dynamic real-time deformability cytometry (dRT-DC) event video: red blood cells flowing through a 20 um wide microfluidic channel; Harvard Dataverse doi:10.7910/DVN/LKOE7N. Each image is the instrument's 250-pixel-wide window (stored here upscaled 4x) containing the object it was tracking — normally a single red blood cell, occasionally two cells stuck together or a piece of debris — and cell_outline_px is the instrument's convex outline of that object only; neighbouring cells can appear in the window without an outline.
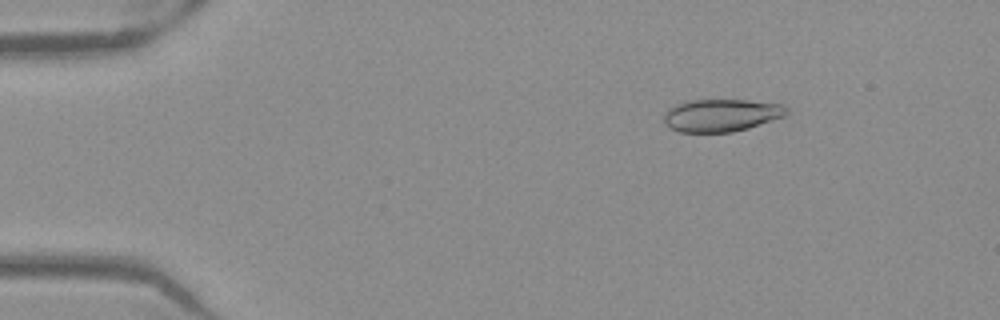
{"species": "Egyptian fruit bat (a non-hibernating species)", "species_latin": "Rousettus aegyptiacus", "temperature_condition": "warm", "stored_images_in_passage": 17, "camera_frame_rate_fps": 3000, "um_per_image_px": 0.085, "frame": {"image": 1, "passage_image": 7, "time_ms": 2.0, "image_size_px": [1000, 320], "cell_outline_px": [[788, 116], [748, 128], [732, 132], [680, 132], [668, 128], [664, 124], [664, 112], [676, 104], [688, 100], [748, 100], [784, 104], [788, 108]], "centroid_in_image_um": [61.34, 9.8], "position_along_channel_um": 23.7, "area_um2": 23.64}}
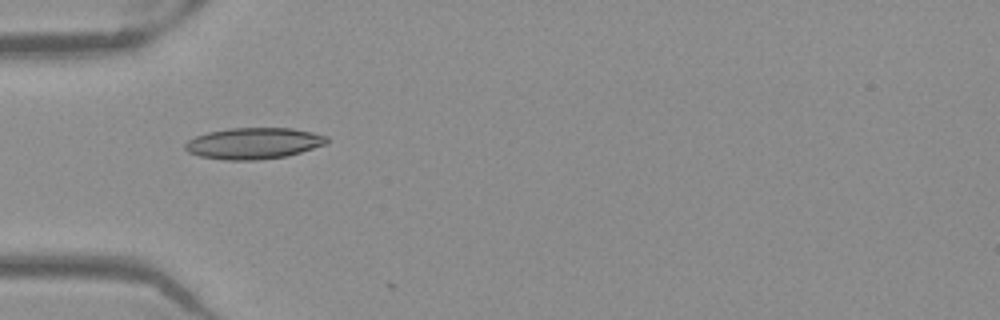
{"frame": {"image": 2, "passage_image": 16, "time_ms": 5.0, "image_size_px": [1000, 320], "cell_outline_px": [[328, 144], [288, 156], [256, 160], [228, 160], [200, 156], [188, 152], [184, 148], [184, 144], [188, 140], [196, 136], [208, 132], [228, 128], [292, 128], [312, 132], [328, 136]], "centroid_in_image_um": [21.59, 12.18], "position_along_channel_um": 63.4, "area_um2": 25.95}}